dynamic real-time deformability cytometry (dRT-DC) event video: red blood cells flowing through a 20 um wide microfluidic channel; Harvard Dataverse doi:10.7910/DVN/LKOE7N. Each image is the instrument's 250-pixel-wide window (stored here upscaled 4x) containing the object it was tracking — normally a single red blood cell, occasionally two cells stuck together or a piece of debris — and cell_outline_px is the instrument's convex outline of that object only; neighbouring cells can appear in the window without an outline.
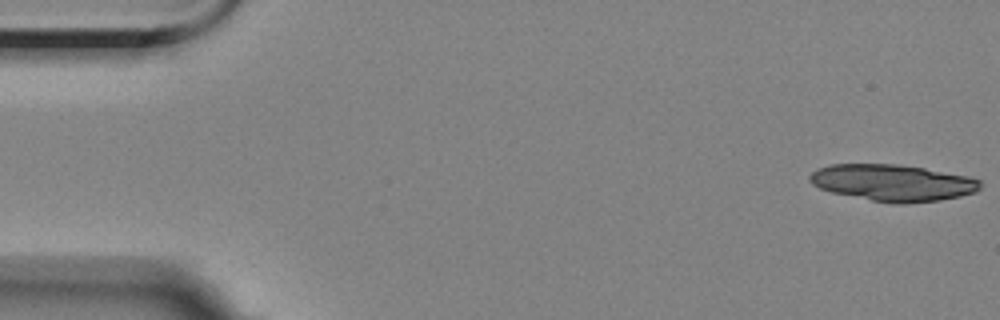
{"species": "Egyptian fruit bat (a non-hibernating species)", "species_latin": "Rousettus aegyptiacus", "temperature_condition": "room temperature", "stored_images_in_passage": 5, "camera_frame_rate_fps": 3000, "um_per_image_px": 0.085, "animal": {"sex": "female"}, "frame": {"image": 1, "passage_image": 1, "time_ms": 0.0, "image_size_px": [1000, 320], "cell_outline_px": [[980, 188], [976, 192], [960, 196], [940, 200], [904, 204], [896, 204], [872, 200], [832, 192], [820, 188], [812, 184], [808, 180], [808, 176], [816, 168], [828, 164], [896, 164], [924, 168], [968, 176], [980, 180]], "centroid_in_image_um": [75.86, 15.53], "position_along_channel_um": 9.1, "area_um2": 36.41}}